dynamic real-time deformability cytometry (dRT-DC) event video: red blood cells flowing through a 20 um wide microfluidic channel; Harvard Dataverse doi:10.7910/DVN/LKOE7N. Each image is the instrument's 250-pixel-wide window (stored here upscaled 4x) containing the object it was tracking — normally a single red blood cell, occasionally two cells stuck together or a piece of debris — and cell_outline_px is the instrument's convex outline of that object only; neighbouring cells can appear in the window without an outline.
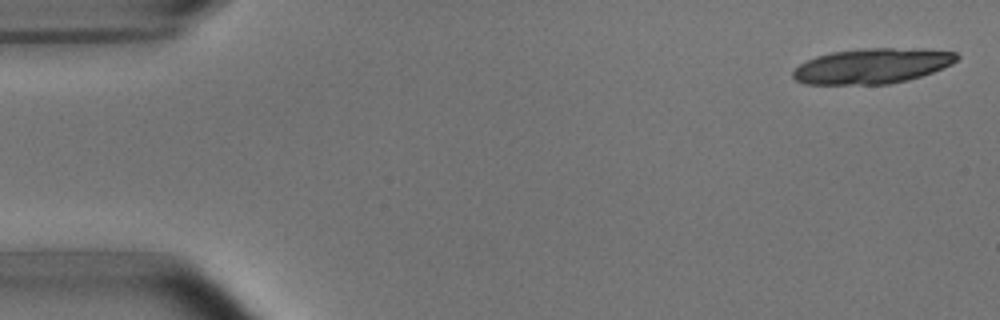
{"species": "common noctule bat (a hibernating species)", "species_latin": "Nyctalus noctula", "temperature_condition": "room temperature", "stored_images_in_passage": 4, "camera_frame_rate_fps": 3000, "um_per_image_px": 0.085, "animal": {"sex": "male", "body_mass_g": 15.6}, "frame": {"image": 1, "passage_image": 1, "time_ms": 0.0, "image_size_px": [1000, 320], "cell_outline_px": [[960, 56], [952, 64], [932, 72], [908, 80], [888, 84], [804, 84], [796, 80], [792, 76], [792, 72], [800, 64], [816, 56], [832, 52], [864, 48], [924, 48], [956, 52]], "centroid_in_image_um": [74.16, 5.6], "position_along_channel_um": 10.8, "area_um2": 33.7}}